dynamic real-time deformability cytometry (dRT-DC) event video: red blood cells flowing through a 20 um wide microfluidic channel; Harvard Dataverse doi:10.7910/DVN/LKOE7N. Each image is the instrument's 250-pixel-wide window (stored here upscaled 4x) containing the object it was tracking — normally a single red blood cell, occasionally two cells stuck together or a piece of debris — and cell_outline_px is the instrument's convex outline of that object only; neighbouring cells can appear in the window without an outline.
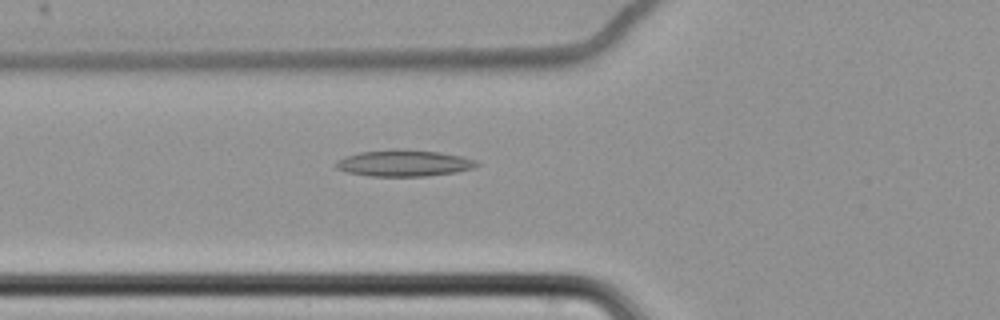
{"species": "common noctule bat (a hibernating species)", "species_latin": "Nyctalus noctula", "temperature_condition": "cold", "stored_images_in_passage": 58, "camera_frame_rate_fps": 3000, "um_per_image_px": 0.085, "animal": {"sex": "female", "body_mass_g": 22.7, "forearm_length_mm": 54.2}, "frame": {"image": 1, "passage_image": 21, "time_ms": 6.667, "image_size_px": [1000, 320], "cell_outline_px": [[480, 164], [476, 168], [456, 172], [428, 176], [368, 176], [348, 172], [336, 168], [332, 164], [336, 160], [344, 156], [360, 152], [392, 148], [440, 152], [464, 156], [476, 160]], "centroid_in_image_um": [34.33, 13.86], "position_along_channel_um": 91.5, "area_um2": 22.14}}
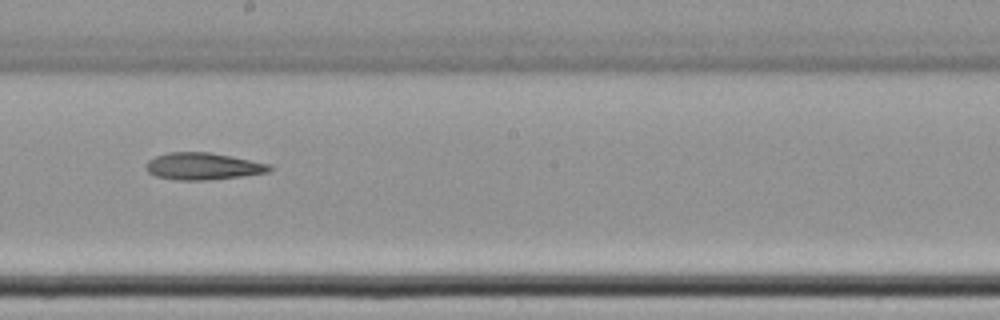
{"frame": {"image": 2, "passage_image": 33, "time_ms": 10.667, "image_size_px": [1000, 320], "cell_outline_px": [[272, 168], [268, 172], [244, 176], [208, 180], [176, 180], [156, 176], [148, 172], [144, 168], [144, 164], [148, 160], [156, 156], [168, 152], [212, 152], [272, 164]], "centroid_in_image_um": [17.25, 14.13], "position_along_channel_um": 231.0, "area_um2": 19.71}}
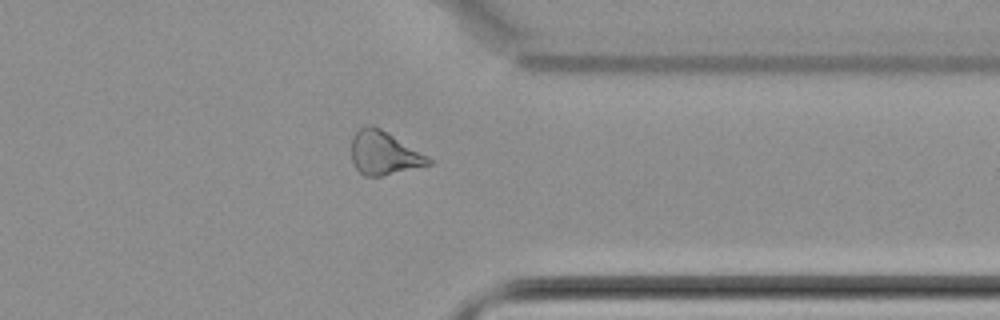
{"frame": {"image": 3, "passage_image": 46, "time_ms": 15.0, "image_size_px": [1000, 320], "cell_outline_px": [[432, 164], [380, 176], [364, 176], [356, 168], [352, 160], [352, 136], [360, 128], [368, 124], [372, 124], [380, 128], [428, 156], [432, 160]], "centroid_in_image_um": [32.62, 13.0], "position_along_channel_um": 378.8, "area_um2": 19.31}}